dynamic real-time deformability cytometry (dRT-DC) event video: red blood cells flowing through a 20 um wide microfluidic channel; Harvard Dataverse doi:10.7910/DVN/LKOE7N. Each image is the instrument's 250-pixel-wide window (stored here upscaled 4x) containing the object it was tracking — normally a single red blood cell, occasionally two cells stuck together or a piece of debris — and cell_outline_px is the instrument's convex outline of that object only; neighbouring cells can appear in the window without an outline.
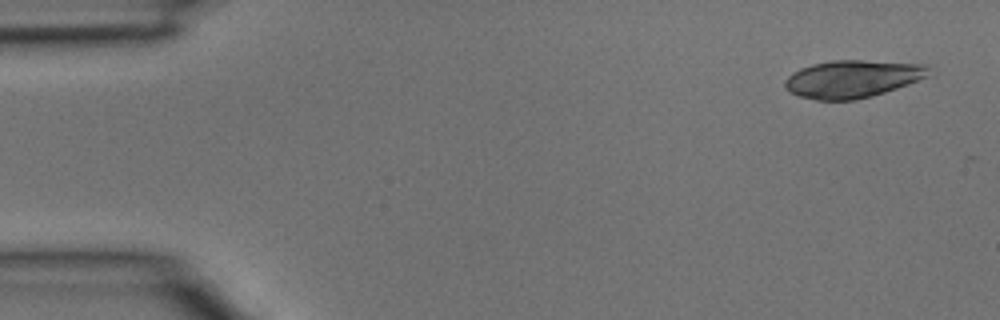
{"species": "common noctule bat (a hibernating species)", "species_latin": "Nyctalus noctula", "temperature_condition": "room temperature", "stored_images_in_passage": 4, "segment_of_instrument_passage": [1, 2], "camera_frame_rate_fps": 3000, "um_per_image_px": 0.085, "animal": {"sex": "male", "body_mass_g": 15.6}, "frame": {"image": 1, "passage_image": 1, "time_ms": 0.0, "image_size_px": [1000, 320], "cell_outline_px": [[928, 76], [908, 84], [872, 96], [856, 100], [816, 100], [800, 96], [788, 92], [784, 88], [784, 80], [792, 72], [800, 68], [812, 64], [832, 60], [864, 60], [928, 64]], "centroid_in_image_um": [72.41, 6.7], "position_along_channel_um": 12.6, "area_um2": 31.62}}